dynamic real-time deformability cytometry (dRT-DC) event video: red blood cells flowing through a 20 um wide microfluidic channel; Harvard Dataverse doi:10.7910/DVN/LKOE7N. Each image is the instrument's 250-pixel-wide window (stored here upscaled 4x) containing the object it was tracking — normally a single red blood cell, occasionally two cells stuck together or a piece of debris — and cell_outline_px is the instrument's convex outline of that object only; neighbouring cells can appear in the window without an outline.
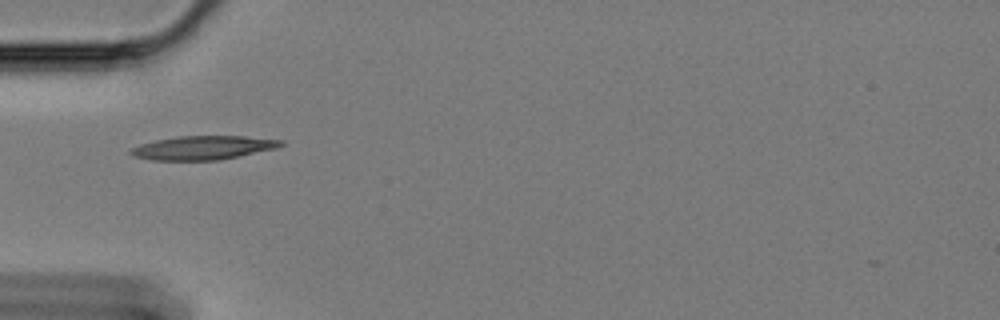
{"species": "Egyptian fruit bat (a non-hibernating species)", "species_latin": "Rousettus aegyptiacus", "temperature_condition": "cold", "stored_images_in_passage": 41, "camera_frame_rate_fps": 3000, "um_per_image_px": 0.085, "animal": {"sex": "female"}, "frame": {"image": 1, "passage_image": 1, "time_ms": 0.0, "image_size_px": [1000, 320], "cell_outline_px": [[284, 144], [276, 148], [220, 160], [152, 160], [132, 156], [128, 152], [132, 148], [140, 144], [156, 140], [176, 136], [244, 136], [284, 140]], "centroid_in_image_um": [17.25, 12.55], "position_along_channel_um": 67.8, "area_um2": 20.81}}
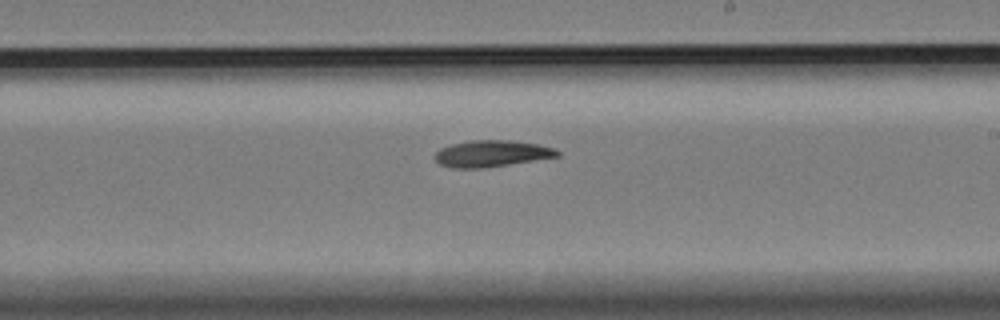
{"frame": {"image": 2, "passage_image": 17, "time_ms": 5.333, "image_size_px": [1000, 320], "cell_outline_px": [[560, 156], [508, 164], [480, 168], [452, 168], [440, 164], [436, 160], [436, 152], [440, 148], [452, 144], [472, 140], [512, 140], [536, 144], [556, 148], [560, 152]], "centroid_in_image_um": [41.8, 13.04], "position_along_channel_um": 247.2, "area_um2": 18.73}}
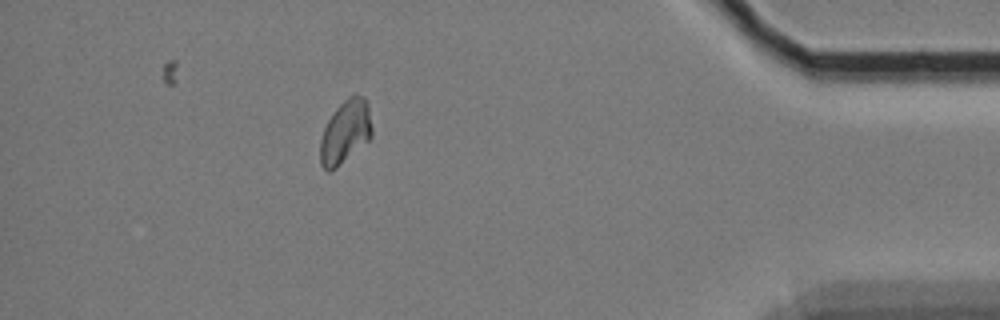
{"frame": {"image": 3, "passage_image": 35, "time_ms": 11.333, "image_size_px": [1000, 320], "cell_outline_px": [[372, 136], [368, 140], [336, 168], [328, 172], [320, 164], [320, 140], [324, 128], [328, 120], [336, 108], [348, 96], [356, 92], [364, 96], [368, 108], [372, 128]], "centroid_in_image_um": [29.34, 11.19], "position_along_channel_um": 405.9, "area_um2": 19.02}}